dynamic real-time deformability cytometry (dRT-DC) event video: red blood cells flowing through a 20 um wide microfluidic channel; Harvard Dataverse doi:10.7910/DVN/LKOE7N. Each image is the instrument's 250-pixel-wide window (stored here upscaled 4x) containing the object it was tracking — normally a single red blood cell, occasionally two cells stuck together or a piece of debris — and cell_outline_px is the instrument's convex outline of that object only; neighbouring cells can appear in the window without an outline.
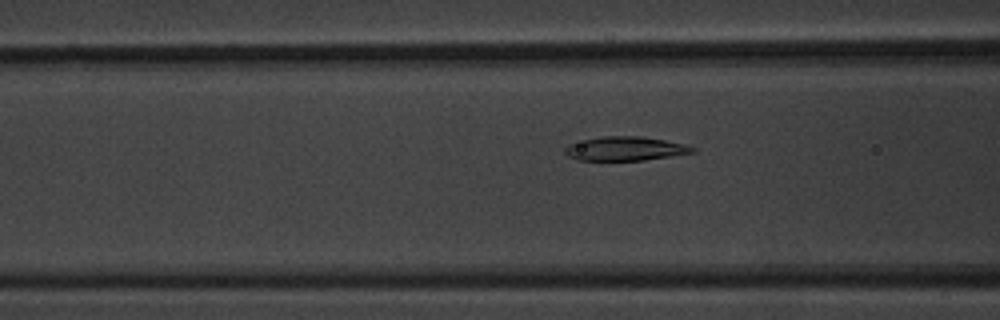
{"species": "common noctule bat (a hibernating species)", "species_latin": "Nyctalus noctula", "temperature_condition": "warm", "stored_images_in_passage": 53, "camera_frame_rate_fps": 3000, "um_per_image_px": 0.085, "animal": {"sex": "male", "body_mass_g": 20.1, "forearm_length_mm": 53.5}, "frame": {"image": 1, "passage_image": 16, "time_ms": 5.0, "image_size_px": [1000, 320], "cell_outline_px": [[696, 152], [644, 160], [580, 160], [568, 156], [564, 152], [564, 148], [568, 144], [600, 136], [640, 136], [688, 144], [696, 148]], "centroid_in_image_um": [53.17, 12.63], "position_along_channel_um": 113.4, "area_um2": 17.86}}
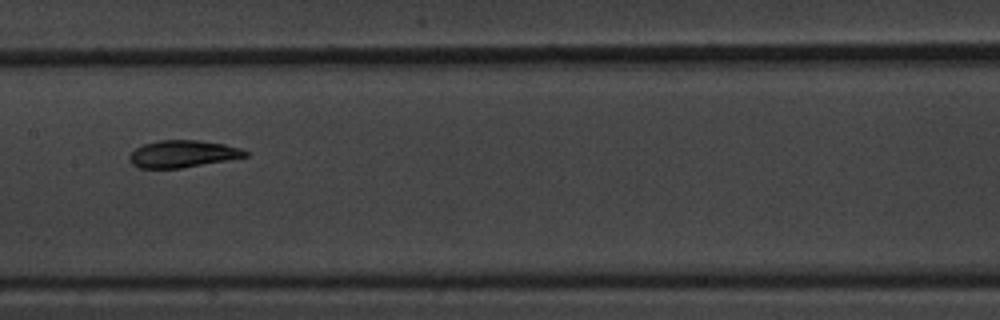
{"frame": {"image": 2, "passage_image": 23, "time_ms": 7.333, "image_size_px": [1000, 320], "cell_outline_px": [[248, 156], [228, 160], [180, 168], [140, 168], [132, 164], [128, 160], [128, 156], [136, 148], [144, 144], [160, 140], [200, 140], [224, 144], [240, 148], [248, 152]], "centroid_in_image_um": [15.52, 13.08], "position_along_channel_um": 191.9, "area_um2": 18.26}}
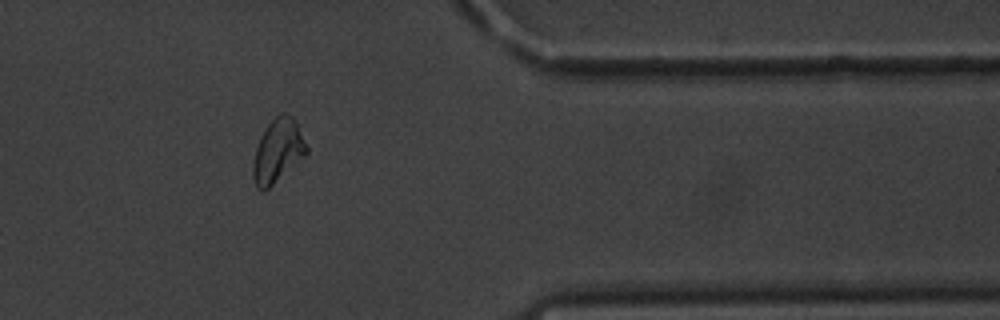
{"frame": {"image": 3, "passage_image": 42, "time_ms": 13.667, "image_size_px": [1000, 320], "cell_outline_px": [[308, 152], [304, 156], [264, 192], [256, 188], [252, 176], [252, 164], [256, 148], [260, 136], [268, 124], [280, 112], [284, 112], [292, 116], [308, 148]], "centroid_in_image_um": [23.57, 12.84], "position_along_channel_um": 387.8, "area_um2": 19.54}, "authors_computed_cell_mechanics": {"area_um2": 19.1318, "velocity_mm_per_s": 3.3492, "shape_relaxation_time_tau1_ms": 4.0581, "shape_relaxation_time_tau2_ms": 5.3967, "deformation_change_tau1": 0.1264, "deformation_change_tau2": 0.0668}}